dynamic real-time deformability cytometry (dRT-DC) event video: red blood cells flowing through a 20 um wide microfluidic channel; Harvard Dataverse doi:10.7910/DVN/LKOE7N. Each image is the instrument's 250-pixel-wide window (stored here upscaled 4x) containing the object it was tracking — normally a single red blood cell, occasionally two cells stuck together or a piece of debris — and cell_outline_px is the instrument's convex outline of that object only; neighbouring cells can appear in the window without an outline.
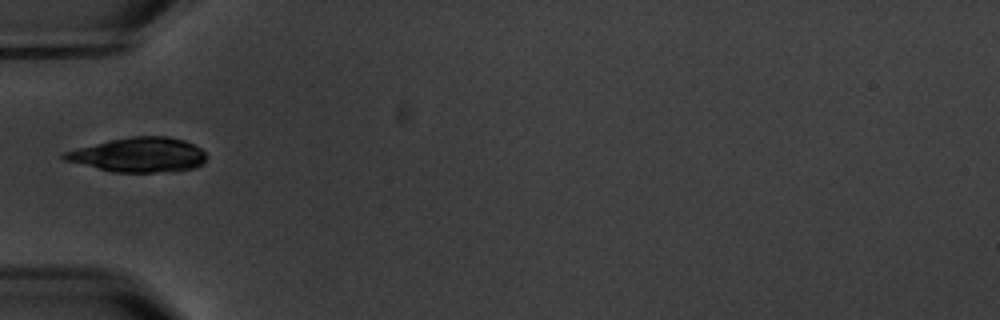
{"species": "common noctule bat (a hibernating species)", "species_latin": "Nyctalus noctula", "temperature_condition": "warm", "stored_images_in_passage": 1, "camera_frame_rate_fps": 3000, "um_per_image_px": 0.085, "animal": {"sex": "male", "body_mass_g": 20.1, "forearm_length_mm": 53.5}, "frame": {"image": 1, "passage_image": 1, "time_ms": 0.0, "image_size_px": [1000, 320], "cell_outline_px": [[208, 156], [200, 164], [192, 168], [152, 172], [112, 172], [64, 160], [60, 156], [64, 152], [112, 140], [132, 136], [168, 136], [184, 140], [200, 148]], "centroid_in_image_um": [11.79, 13.16], "position_along_channel_um": 73.2, "area_um2": 28.03}}